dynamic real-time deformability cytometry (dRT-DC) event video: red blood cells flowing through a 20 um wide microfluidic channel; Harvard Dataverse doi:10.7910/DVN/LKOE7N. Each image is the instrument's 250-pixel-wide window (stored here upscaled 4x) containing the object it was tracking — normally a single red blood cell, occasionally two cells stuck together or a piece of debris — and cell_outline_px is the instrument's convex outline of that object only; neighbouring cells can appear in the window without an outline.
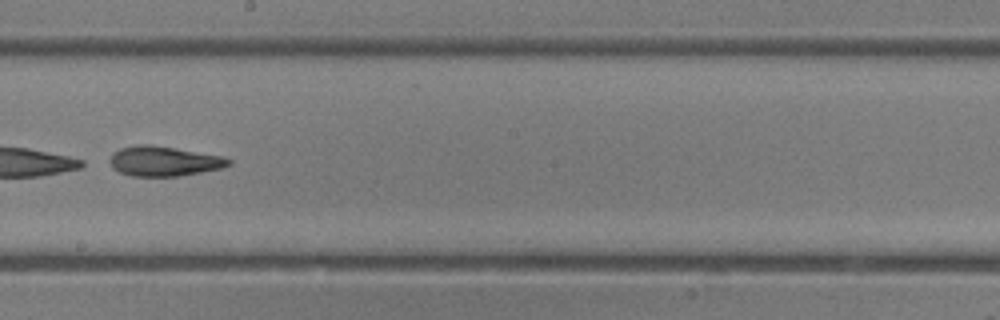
{"species": "common noctule bat (a hibernating species)", "species_latin": "Nyctalus noctula", "temperature_condition": "room temperature", "stored_images_in_passage": 36, "camera_frame_rate_fps": 3000, "um_per_image_px": 0.085, "animal": {"sex": "female"}, "frame": {"image": 1, "passage_image": 21, "time_ms": 6.667, "image_size_px": [1000, 320], "cell_outline_px": [[232, 164], [224, 168], [176, 176], [132, 176], [120, 172], [112, 168], [108, 160], [112, 152], [120, 148], [136, 144], [148, 144], [176, 148], [224, 156], [232, 160]], "centroid_in_image_um": [13.93, 13.69], "position_along_channel_um": 234.3, "area_um2": 20.92}}